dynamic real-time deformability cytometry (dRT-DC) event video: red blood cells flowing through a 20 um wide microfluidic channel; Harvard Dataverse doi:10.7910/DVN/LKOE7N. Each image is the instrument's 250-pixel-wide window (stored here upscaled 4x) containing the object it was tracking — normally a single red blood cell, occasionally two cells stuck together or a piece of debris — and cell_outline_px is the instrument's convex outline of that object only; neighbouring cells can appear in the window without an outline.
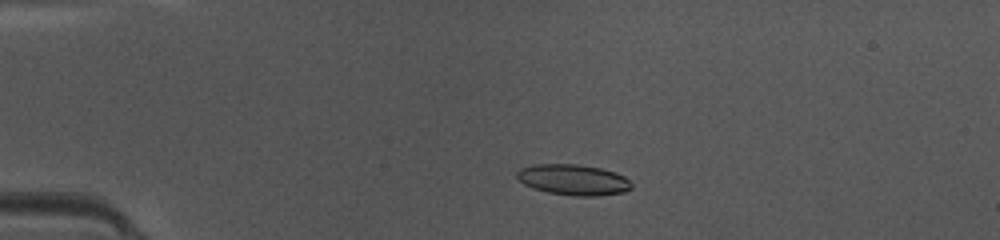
{"species": "common noctule bat (a hibernating species)", "species_latin": "Nyctalus noctula", "temperature_condition": "warm", "stored_images_in_passage": 48, "camera_frame_rate_fps": 3000, "um_per_image_px": 0.085, "animal": {"sex": "female", "body_mass_g": 10.0, "forearm_length_mm": 53.1}, "frame": {"image": 1, "passage_image": 11, "time_ms": 3.333, "image_size_px": [1000, 240], "cell_outline_px": [[632, 188], [624, 192], [596, 196], [576, 196], [548, 192], [532, 188], [524, 184], [516, 176], [516, 172], [520, 168], [532, 164], [576, 164], [600, 168], [616, 172], [624, 176], [632, 184]], "centroid_in_image_um": [48.72, 15.27], "position_along_channel_um": 36.3, "area_um2": 20.58}}
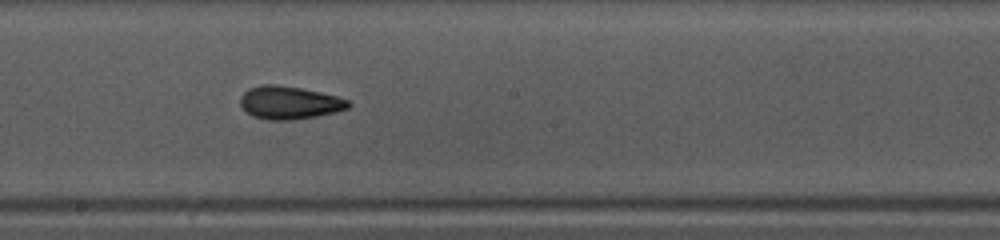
{"frame": {"image": 2, "passage_image": 27, "time_ms": 8.667, "image_size_px": [1000, 240], "cell_outline_px": [[352, 104], [348, 108], [336, 112], [316, 116], [292, 120], [268, 120], [252, 116], [240, 104], [240, 96], [248, 88], [260, 84], [276, 84], [300, 88], [320, 92], [336, 96], [348, 100]], "centroid_in_image_um": [24.58, 8.72], "position_along_channel_um": 223.6, "area_um2": 20.81}}
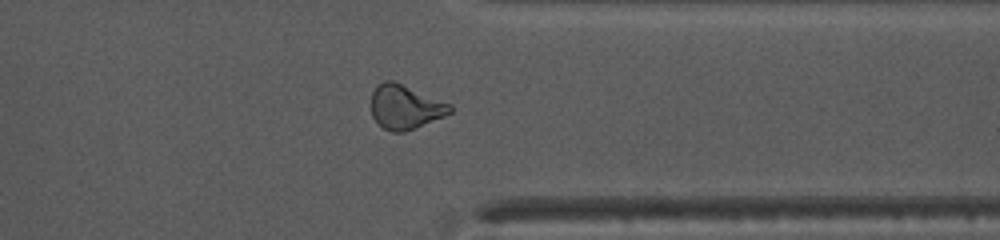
{"frame": {"image": 3, "passage_image": 38, "time_ms": 12.333, "image_size_px": [1000, 240], "cell_outline_px": [[452, 112], [444, 116], [404, 132], [392, 132], [384, 128], [372, 116], [372, 92], [376, 84], [384, 80], [396, 80], [452, 104]], "centroid_in_image_um": [34.45, 9.05], "position_along_channel_um": 377.0, "area_um2": 20.52}, "authors_computed_cell_mechanics": {"area_um2": 20.23, "velocity_mm_per_s": 4.2381, "shape_relaxation_time_tau1_ms": 6.1524, "shape_relaxation_time_tau2_ms": 1.7623, "deformation_change_tau1": 0.189, "deformation_change_tau2": 0.0774}}